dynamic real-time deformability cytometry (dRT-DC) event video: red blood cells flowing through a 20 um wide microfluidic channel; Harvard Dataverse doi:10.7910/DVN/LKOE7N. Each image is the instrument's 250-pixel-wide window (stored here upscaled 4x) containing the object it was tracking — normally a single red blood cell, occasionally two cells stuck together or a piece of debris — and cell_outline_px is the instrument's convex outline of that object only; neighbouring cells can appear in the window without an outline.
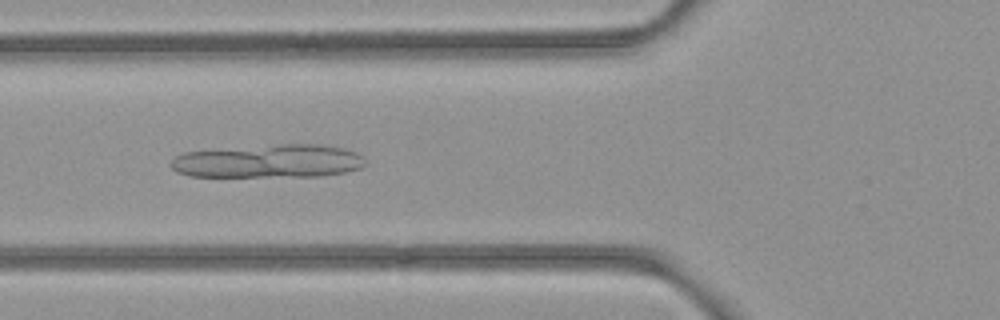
{"species": "common noctule bat (a hibernating species)", "species_latin": "Nyctalus noctula", "temperature_condition": "room temperature", "stored_images_in_passage": 3, "camera_frame_rate_fps": 3000, "um_per_image_px": 0.085, "animal": {"sex": "female", "body_mass_g": 21.9}, "frame": {"image": 1, "passage_image": 2, "time_ms": 0.333, "image_size_px": [1000, 320], "cell_outline_px": [[368, 164], [364, 168], [344, 172], [320, 176], [188, 176], [176, 172], [172, 168], [172, 160], [176, 156], [184, 152], [280, 144], [316, 144], [344, 148], [356, 152], [364, 156]], "centroid_in_image_um": [22.91, 13.7], "position_along_channel_um": 102.9, "area_um2": 37.74}}